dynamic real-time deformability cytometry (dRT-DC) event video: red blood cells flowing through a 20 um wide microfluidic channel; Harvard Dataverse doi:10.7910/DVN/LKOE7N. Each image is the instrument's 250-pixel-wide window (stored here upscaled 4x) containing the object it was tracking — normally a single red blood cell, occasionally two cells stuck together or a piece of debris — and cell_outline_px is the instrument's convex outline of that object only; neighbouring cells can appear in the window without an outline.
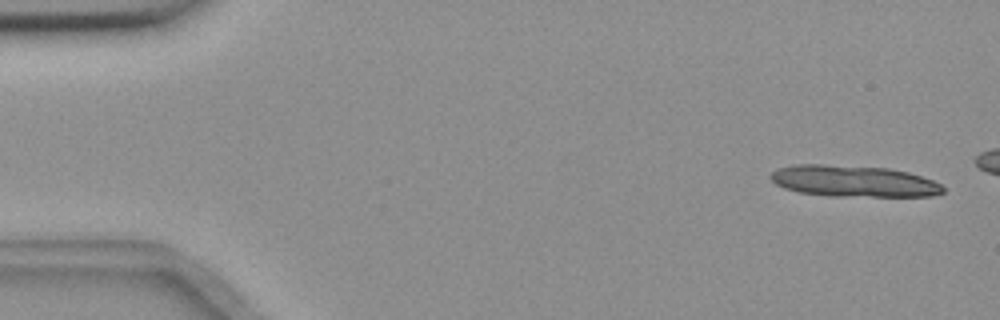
{"species": "common noctule bat (a hibernating species)", "species_latin": "Nyctalus noctula", "temperature_condition": "room temperature", "stored_images_in_passage": 5, "camera_frame_rate_fps": 3000, "um_per_image_px": 0.085, "animal": {"sex": "female", "body_mass_g": 18.4}, "frame": {"image": 1, "passage_image": 1, "time_ms": 0.0, "image_size_px": [1000, 320], "cell_outline_px": [[944, 192], [932, 196], [828, 196], [800, 192], [784, 188], [776, 184], [768, 176], [776, 168], [796, 164], [820, 164], [888, 168], [908, 172], [932, 180], [940, 184], [944, 188]], "centroid_in_image_um": [72.52, 15.39], "position_along_channel_um": 12.5, "area_um2": 31.56}}